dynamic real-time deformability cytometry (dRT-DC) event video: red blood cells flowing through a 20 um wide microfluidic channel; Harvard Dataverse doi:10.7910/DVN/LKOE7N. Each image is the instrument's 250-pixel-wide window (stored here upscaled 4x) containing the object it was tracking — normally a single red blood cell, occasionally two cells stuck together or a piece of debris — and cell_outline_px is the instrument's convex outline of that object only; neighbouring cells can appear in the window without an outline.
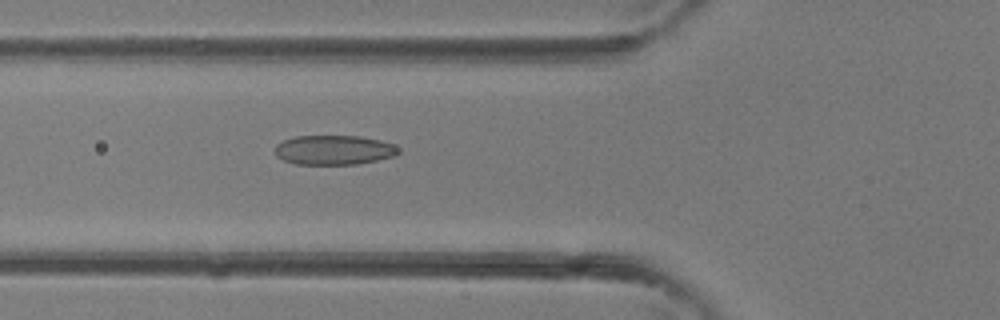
{"species": "common noctule bat (a hibernating species)", "species_latin": "Nyctalus noctula", "temperature_condition": "room temperature", "stored_images_in_passage": 39, "camera_frame_rate_fps": 3000, "um_per_image_px": 0.085, "animal": {"sex": "female"}, "frame": {"image": 1, "passage_image": 14, "time_ms": 4.333, "image_size_px": [1000, 320], "cell_outline_px": [[400, 152], [392, 156], [376, 160], [356, 164], [296, 164], [284, 160], [276, 156], [276, 144], [284, 140], [296, 136], [360, 136], [380, 140], [392, 144], [400, 148]], "centroid_in_image_um": [28.38, 12.74], "position_along_channel_um": 97.4, "area_um2": 21.1}}
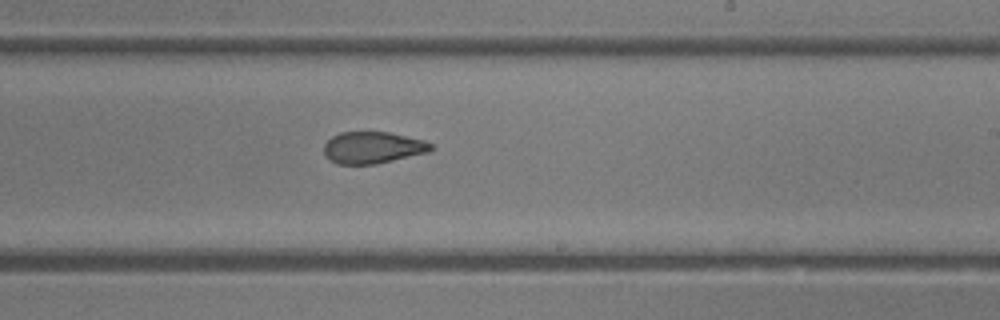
{"frame": {"image": 2, "passage_image": 23, "time_ms": 7.333, "image_size_px": [1000, 320], "cell_outline_px": [[432, 148], [428, 152], [376, 164], [336, 164], [328, 160], [324, 152], [324, 144], [332, 136], [340, 132], [388, 132], [424, 140], [432, 144]], "centroid_in_image_um": [31.64, 12.55], "position_along_channel_um": 257.4, "area_um2": 19.77}}
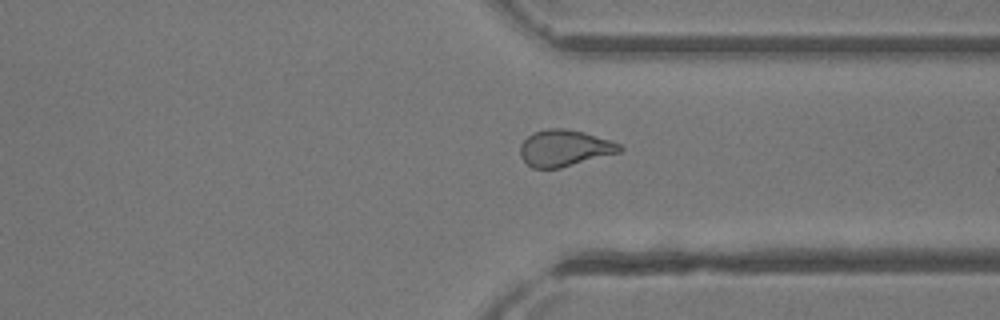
{"frame": {"image": 3, "passage_image": 29, "time_ms": 9.333, "image_size_px": [1000, 320], "cell_outline_px": [[624, 148], [620, 152], [560, 168], [532, 168], [520, 156], [520, 144], [532, 132], [548, 128], [564, 128], [584, 132], [620, 144]], "centroid_in_image_um": [47.96, 12.58], "position_along_channel_um": 363.4, "area_um2": 21.04}}